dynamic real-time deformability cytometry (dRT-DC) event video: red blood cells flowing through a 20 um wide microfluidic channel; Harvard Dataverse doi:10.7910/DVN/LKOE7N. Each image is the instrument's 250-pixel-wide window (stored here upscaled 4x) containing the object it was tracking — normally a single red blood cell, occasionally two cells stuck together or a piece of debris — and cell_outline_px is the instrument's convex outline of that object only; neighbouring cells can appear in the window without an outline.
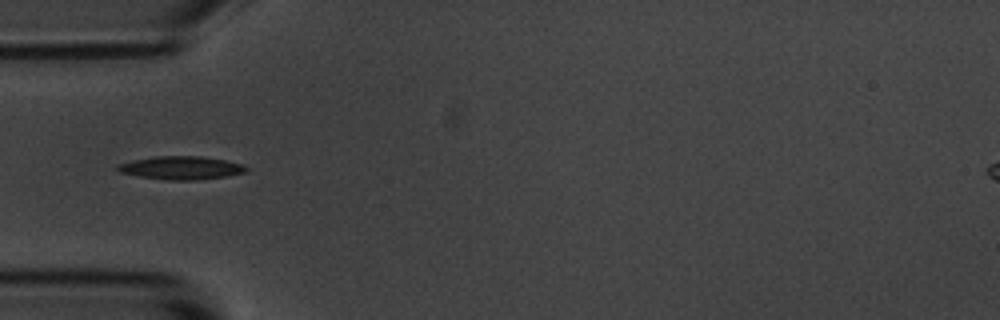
{"species": "common noctule bat (a hibernating species)", "species_latin": "Nyctalus noctula", "temperature_condition": "room temperature", "stored_images_in_passage": 7, "camera_frame_rate_fps": 3000, "um_per_image_px": 0.085, "animal": {"sex": "male", "body_mass_g": 20.1, "forearm_length_mm": 53.5}, "frame": {"image": 1, "passage_image": 5, "time_ms": 5.333, "image_size_px": [1000, 320], "cell_outline_px": [[248, 172], [228, 176], [196, 180], [168, 180], [140, 176], [120, 172], [116, 168], [120, 164], [132, 160], [156, 156], [200, 156], [224, 160], [240, 164], [248, 168]], "centroid_in_image_um": [15.43, 14.27], "position_along_channel_um": 69.6, "area_um2": 17.22}}
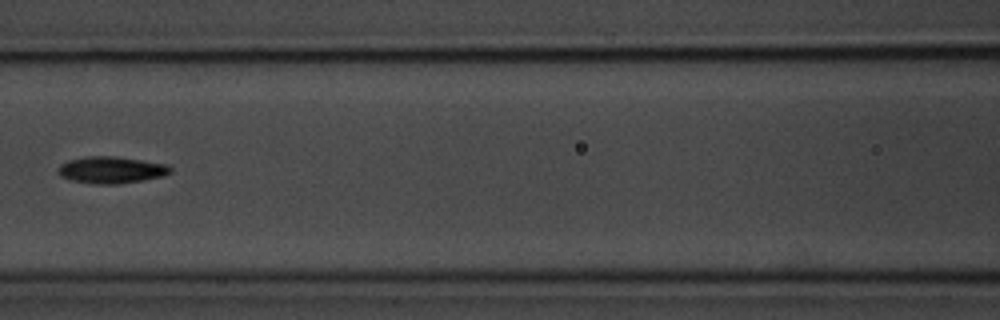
{"frame": {"image": 2, "passage_image": 7, "time_ms": 7.667, "image_size_px": [1000, 320], "cell_outline_px": [[172, 172], [160, 176], [140, 180], [116, 184], [92, 184], [72, 180], [60, 176], [56, 172], [60, 164], [68, 160], [88, 156], [116, 156], [168, 164], [172, 168]], "centroid_in_image_um": [9.42, 14.43], "position_along_channel_um": 157.2, "area_um2": 17.51}}